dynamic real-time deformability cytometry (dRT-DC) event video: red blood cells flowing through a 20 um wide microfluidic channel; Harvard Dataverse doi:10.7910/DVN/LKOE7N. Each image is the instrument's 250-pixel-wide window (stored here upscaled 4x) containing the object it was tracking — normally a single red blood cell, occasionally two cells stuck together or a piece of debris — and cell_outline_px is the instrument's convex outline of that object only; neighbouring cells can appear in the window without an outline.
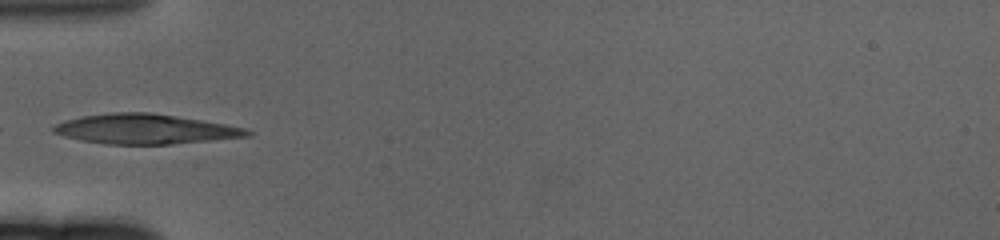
{"species": "human", "species_latin": "Homo sapiens", "temperature_condition": "cold", "stored_images_in_passage": 15, "camera_frame_rate_fps": 3000, "um_per_image_px": 0.085, "donor": {"sex": "female"}, "frame": {"image": 1, "passage_image": 1, "time_ms": 0.0, "image_size_px": [1000, 240], "cell_outline_px": [[252, 136], [172, 144], [104, 144], [80, 140], [64, 136], [52, 132], [52, 128], [56, 124], [64, 120], [84, 116], [112, 112], [148, 112], [200, 120], [224, 124], [244, 128], [252, 132]], "centroid_in_image_um": [12.3, 10.97], "position_along_channel_um": 72.7, "area_um2": 33.47}}
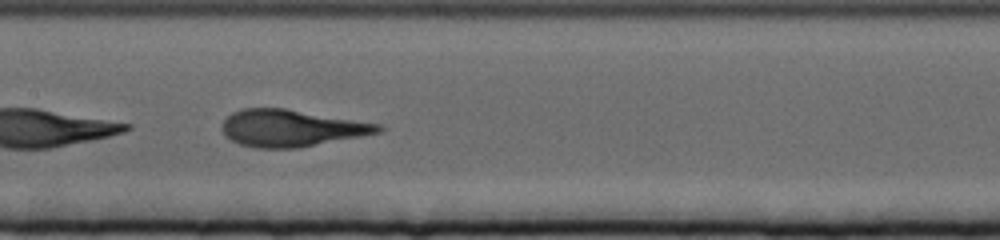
{"frame": {"image": 2, "passage_image": 11, "time_ms": 3.333, "image_size_px": [1000, 240], "cell_outline_px": [[384, 128], [380, 132], [300, 148], [256, 148], [240, 144], [224, 136], [220, 128], [224, 120], [232, 112], [240, 108], [284, 108], [380, 124]], "centroid_in_image_um": [24.71, 10.89], "position_along_channel_um": 182.7, "area_um2": 33.52}}